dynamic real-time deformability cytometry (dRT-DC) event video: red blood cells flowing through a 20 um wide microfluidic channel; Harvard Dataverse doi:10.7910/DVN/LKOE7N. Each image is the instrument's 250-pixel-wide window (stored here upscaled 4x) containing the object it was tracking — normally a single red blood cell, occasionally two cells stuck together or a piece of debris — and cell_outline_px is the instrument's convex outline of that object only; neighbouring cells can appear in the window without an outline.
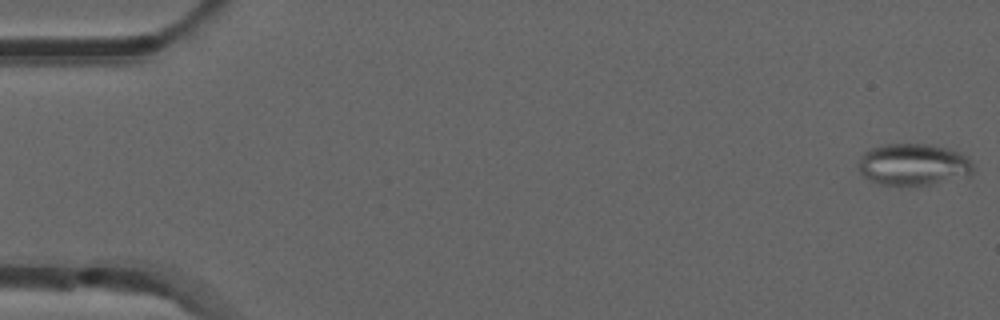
{"species": "common noctule bat (a hibernating species)", "species_latin": "Nyctalus noctula", "temperature_condition": "room temperature", "stored_images_in_passage": 52, "segment_of_instrument_passage": [1, 2], "camera_frame_rate_fps": 3000, "um_per_image_px": 0.085, "animal": {"sex": "male", "forearm_length_mm": 52.5}, "frame": {"image": 1, "passage_image": 1, "time_ms": 0.0, "image_size_px": [1000, 320], "cell_outline_px": [[972, 172], [968, 176], [932, 184], [880, 184], [868, 180], [856, 168], [860, 156], [864, 152], [872, 148], [884, 144], [928, 144], [944, 148], [968, 156], [972, 164]], "centroid_in_image_um": [77.59, 13.98], "position_along_channel_um": 7.4, "area_um2": 27.74}}